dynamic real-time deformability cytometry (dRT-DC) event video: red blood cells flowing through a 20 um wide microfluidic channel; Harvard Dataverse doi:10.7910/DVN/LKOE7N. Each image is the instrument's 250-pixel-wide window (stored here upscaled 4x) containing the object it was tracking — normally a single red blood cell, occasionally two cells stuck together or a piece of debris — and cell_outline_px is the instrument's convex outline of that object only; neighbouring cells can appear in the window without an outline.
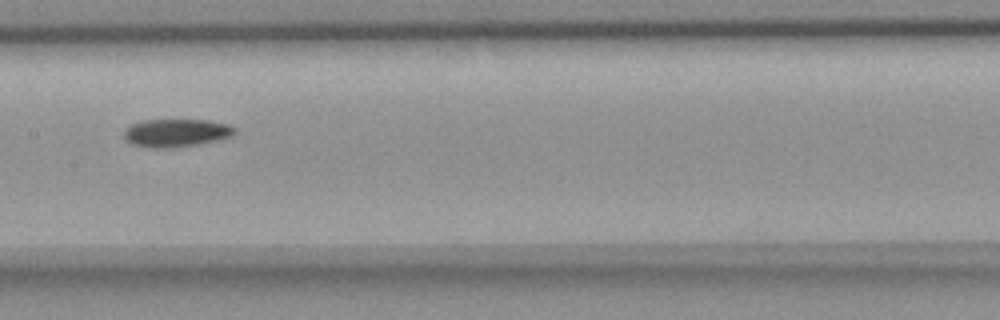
{"species": "common noctule bat (a hibernating species)", "species_latin": "Nyctalus noctula", "temperature_condition": "room temperature", "stored_images_in_passage": 5, "camera_frame_rate_fps": 3000, "um_per_image_px": 0.085, "animal": {"sex": "female", "body_mass_g": 18.4}, "frame": {"image": 1, "passage_image": 5, "time_ms": 5.333, "image_size_px": [1000, 320], "cell_outline_px": [[236, 132], [228, 136], [216, 140], [200, 144], [176, 148], [152, 148], [132, 144], [124, 136], [124, 128], [132, 124], [144, 120], [208, 120], [228, 124], [236, 128]], "centroid_in_image_um": [14.96, 11.3], "position_along_channel_um": 192.4, "area_um2": 18.03}}